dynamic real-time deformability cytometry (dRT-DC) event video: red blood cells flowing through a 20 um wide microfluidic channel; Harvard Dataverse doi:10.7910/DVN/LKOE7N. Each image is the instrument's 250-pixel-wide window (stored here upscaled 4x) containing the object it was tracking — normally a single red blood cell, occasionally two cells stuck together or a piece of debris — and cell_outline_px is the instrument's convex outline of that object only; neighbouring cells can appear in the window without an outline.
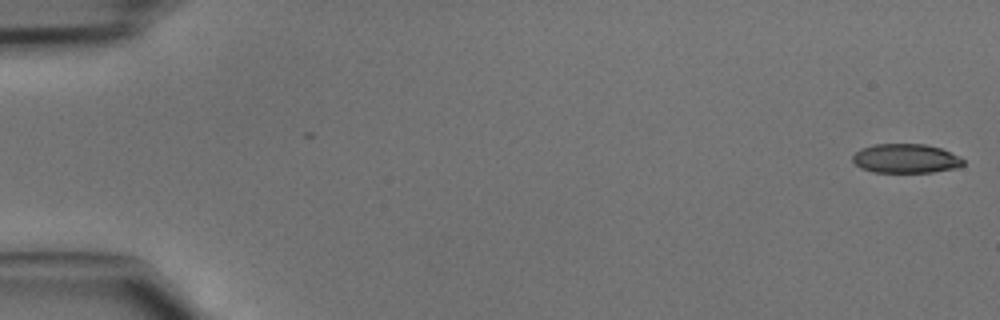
{"species": "common noctule bat (a hibernating species)", "species_latin": "Nyctalus noctula", "temperature_condition": "cold", "stored_images_in_passage": 46, "camera_frame_rate_fps": 3000, "um_per_image_px": 0.085, "animal": {"sex": "male", "body_mass_g": 15.6}, "frame": {"image": 1, "passage_image": 1, "time_ms": 0.0, "image_size_px": [1000, 320], "cell_outline_px": [[964, 164], [956, 168], [932, 172], [872, 172], [860, 168], [852, 160], [852, 156], [860, 148], [876, 144], [924, 144], [940, 148], [960, 156], [964, 160]], "centroid_in_image_um": [76.98, 13.47], "position_along_channel_um": 8.0, "area_um2": 18.84}}
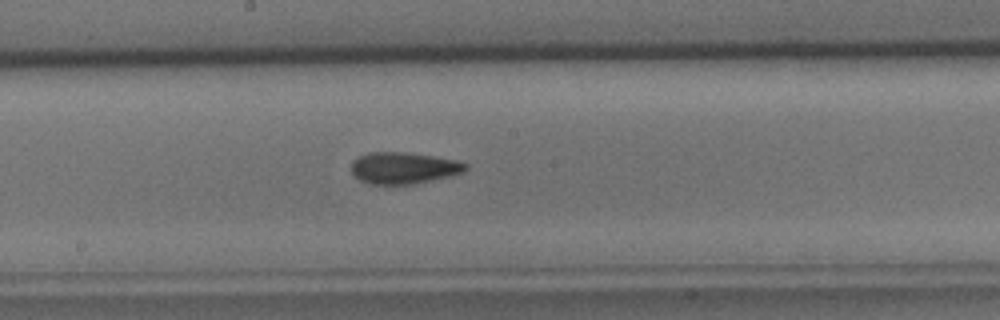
{"frame": {"image": 2, "passage_image": 25, "time_ms": 8.0, "image_size_px": [1000, 320], "cell_outline_px": [[468, 168], [464, 172], [416, 184], [368, 184], [352, 176], [352, 160], [368, 152], [408, 152], [456, 160], [468, 164]], "centroid_in_image_um": [34.29, 14.28], "position_along_channel_um": 213.9, "area_um2": 21.15}}
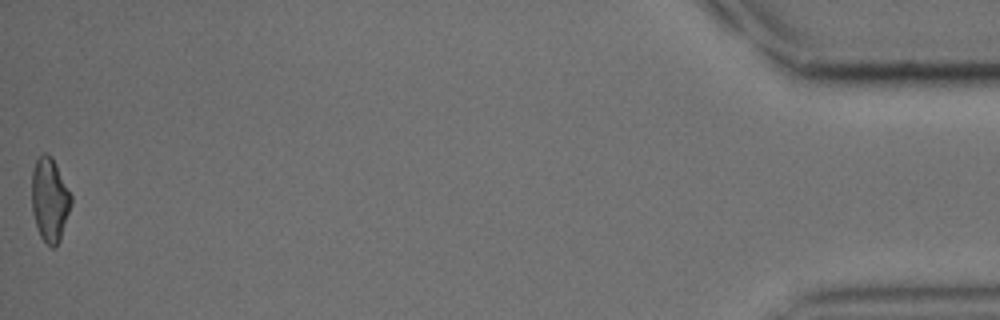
{"frame": {"image": 3, "passage_image": 46, "time_ms": 15.0, "image_size_px": [1000, 320], "cell_outline_px": [[72, 204], [60, 240], [56, 248], [52, 248], [40, 236], [32, 212], [32, 172], [36, 160], [44, 152], [48, 152], [52, 156], [72, 196]], "centroid_in_image_um": [4.24, 16.97], "position_along_channel_um": 431.0, "area_um2": 19.31}}